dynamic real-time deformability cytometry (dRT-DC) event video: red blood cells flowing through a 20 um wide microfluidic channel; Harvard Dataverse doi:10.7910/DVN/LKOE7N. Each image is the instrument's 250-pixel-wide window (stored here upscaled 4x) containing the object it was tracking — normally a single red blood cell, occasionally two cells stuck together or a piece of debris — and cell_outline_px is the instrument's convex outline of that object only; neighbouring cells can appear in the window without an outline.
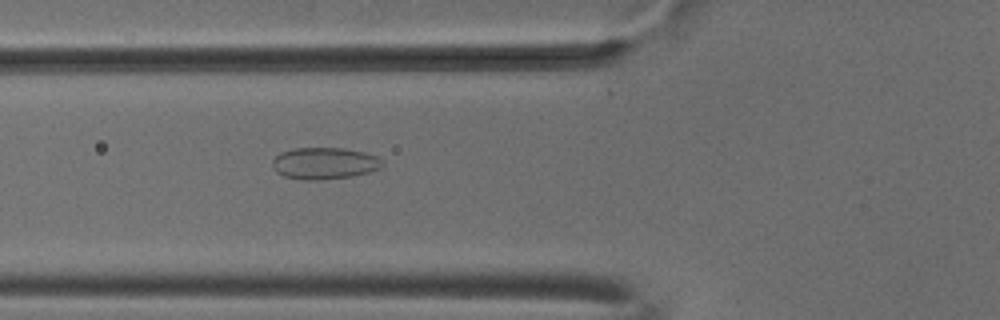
{"species": "common noctule bat (a hibernating species)", "species_latin": "Nyctalus noctula", "temperature_condition": "cold", "stored_images_in_passage": 53, "camera_frame_rate_fps": 3000, "um_per_image_px": 0.085, "animal": {"sex": "male", "body_mass_g": 18.8}, "frame": {"image": 1, "passage_image": 20, "time_ms": 6.333, "image_size_px": [1000, 320], "cell_outline_px": [[384, 164], [380, 168], [368, 172], [352, 176], [320, 180], [300, 180], [284, 176], [276, 172], [272, 168], [272, 160], [280, 152], [292, 148], [344, 148], [364, 152], [376, 156], [384, 160]], "centroid_in_image_um": [27.56, 13.88], "position_along_channel_um": 98.2, "area_um2": 20.58}}
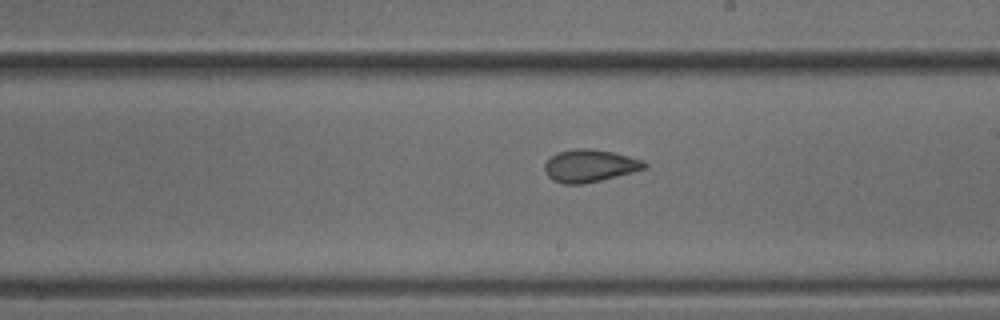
{"frame": {"image": 2, "passage_image": 31, "time_ms": 10.0, "image_size_px": [1000, 320], "cell_outline_px": [[648, 168], [584, 184], [564, 184], [552, 180], [548, 176], [544, 168], [544, 164], [552, 156], [560, 152], [572, 148], [588, 148], [612, 152], [644, 160], [648, 164]], "centroid_in_image_um": [50.14, 14.09], "position_along_channel_um": 238.9, "area_um2": 18.84}}
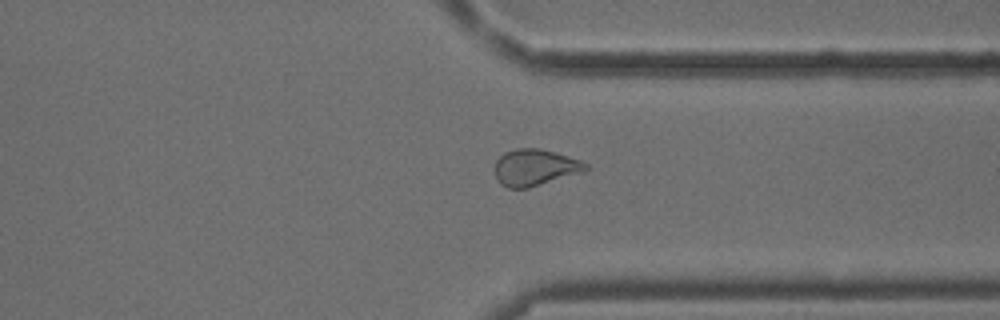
{"frame": {"image": 3, "passage_image": 41, "time_ms": 13.333, "image_size_px": [1000, 320], "cell_outline_px": [[588, 168], [584, 172], [528, 188], [508, 188], [500, 184], [496, 176], [496, 160], [504, 152], [516, 148], [540, 148], [580, 160], [588, 164]], "centroid_in_image_um": [45.48, 14.23], "position_along_channel_um": 365.9, "area_um2": 19.31}, "authors_computed_cell_mechanics": {"area_um2": 20.1144, "velocity_mm_per_s": 3.8147, "shape_relaxation_time_tau1_ms": null, "shape_relaxation_time_tau2_ms": 1.4648, "deformation_change_tau1": null, "deformation_change_tau2": 0.0658}}